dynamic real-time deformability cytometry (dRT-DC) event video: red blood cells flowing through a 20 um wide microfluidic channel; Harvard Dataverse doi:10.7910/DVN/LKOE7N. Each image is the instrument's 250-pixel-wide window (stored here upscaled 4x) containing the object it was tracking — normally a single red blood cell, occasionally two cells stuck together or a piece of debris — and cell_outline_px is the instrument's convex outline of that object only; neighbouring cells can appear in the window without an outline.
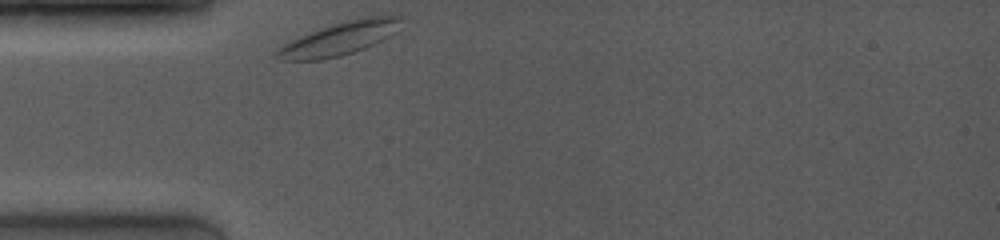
{"species": "common noctule bat (a hibernating species)", "species_latin": "Nyctalus noctula", "temperature_condition": "room temperature", "stored_images_in_passage": 27, "camera_frame_rate_fps": 4000, "um_per_image_px": 0.085, "animal": {"sex": "female", "body_mass_g": 19.0, "forearm_length_mm": 53.3}, "frame": {"image": 1, "passage_image": 1, "time_ms": 0.0, "image_size_px": [1000, 240], "cell_outline_px": [[400, 20], [388, 36], [384, 40], [364, 48], [340, 56], [320, 60], [276, 60], [272, 56], [272, 52], [284, 44], [300, 36], [320, 28], [348, 20], [364, 16], [400, 16]], "centroid_in_image_um": [28.72, 3.31], "position_along_channel_um": 56.3, "area_um2": 23.52}}
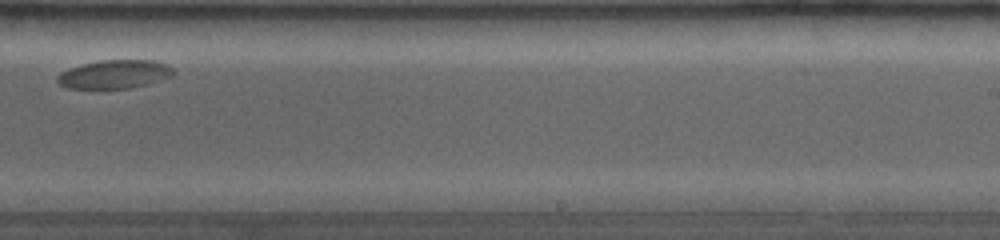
{"frame": {"image": 2, "passage_image": 20, "time_ms": 6.5, "image_size_px": [1000, 240], "cell_outline_px": [[176, 72], [172, 76], [148, 84], [128, 88], [68, 88], [60, 84], [56, 80], [56, 76], [60, 72], [68, 68], [80, 64], [100, 60], [152, 60], [168, 64]], "centroid_in_image_um": [9.72, 6.3], "position_along_channel_um": 279.3, "area_um2": 19.42}}
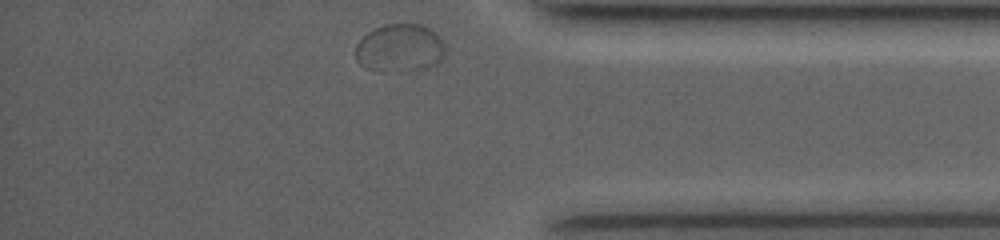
{"frame": {"image": 3, "passage_image": 27, "time_ms": 10.0, "image_size_px": [1000, 240], "cell_outline_px": [[444, 56], [436, 64], [428, 68], [364, 68], [356, 60], [356, 44], [368, 32], [384, 24], [420, 24], [428, 28], [440, 40], [444, 48]], "centroid_in_image_um": [33.96, 4.03], "position_along_channel_um": 401.2, "area_um2": 23.93}}